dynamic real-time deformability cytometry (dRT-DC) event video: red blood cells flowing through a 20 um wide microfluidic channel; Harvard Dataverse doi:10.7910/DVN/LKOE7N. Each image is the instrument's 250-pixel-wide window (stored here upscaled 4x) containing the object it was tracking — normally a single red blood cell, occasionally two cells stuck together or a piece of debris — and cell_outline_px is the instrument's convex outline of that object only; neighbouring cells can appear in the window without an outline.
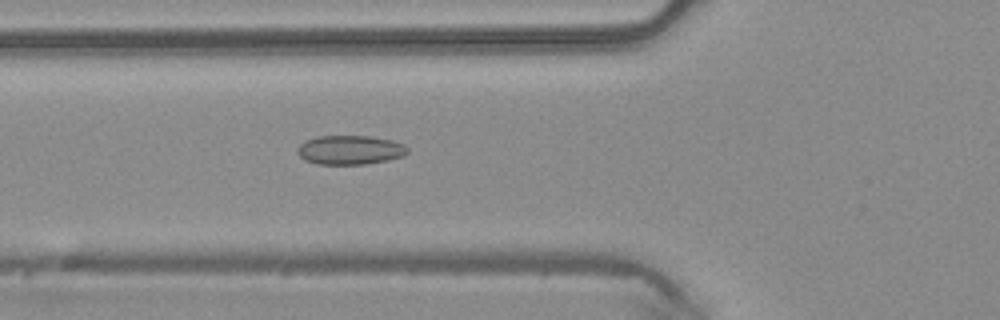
{"species": "common noctule bat (a hibernating species)", "species_latin": "Nyctalus noctula", "temperature_condition": "warm", "stored_images_in_passage": 47, "camera_frame_rate_fps": 3000, "um_per_image_px": 0.085, "animal": {"sex": "male", "body_mass_g": 20.4}, "frame": {"image": 1, "passage_image": 17, "time_ms": 5.333, "image_size_px": [1000, 320], "cell_outline_px": [[408, 152], [404, 156], [388, 160], [364, 164], [316, 164], [304, 160], [296, 152], [296, 148], [304, 140], [320, 136], [368, 136], [392, 140], [404, 144], [408, 148]], "centroid_in_image_um": [29.73, 12.74], "position_along_channel_um": 96.1, "area_um2": 18.84}}
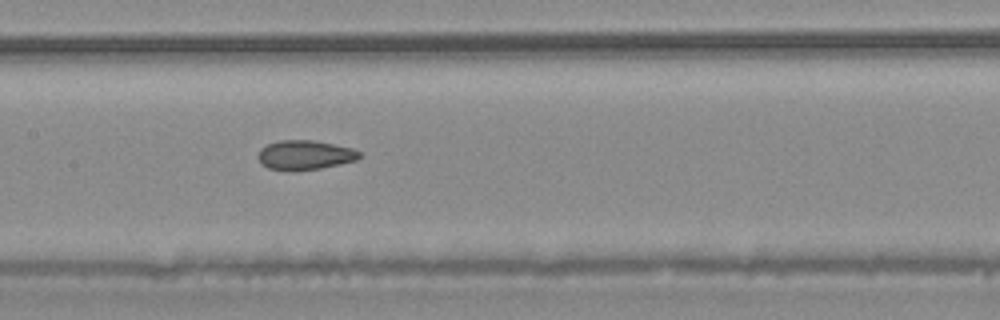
{"frame": {"image": 2, "passage_image": 23, "time_ms": 7.333, "image_size_px": [1000, 320], "cell_outline_px": [[360, 156], [356, 160], [340, 164], [320, 168], [268, 168], [260, 164], [256, 156], [260, 148], [268, 144], [280, 140], [312, 140], [352, 148], [360, 152]], "centroid_in_image_um": [25.89, 13.14], "position_along_channel_um": 181.5, "area_um2": 16.82}}
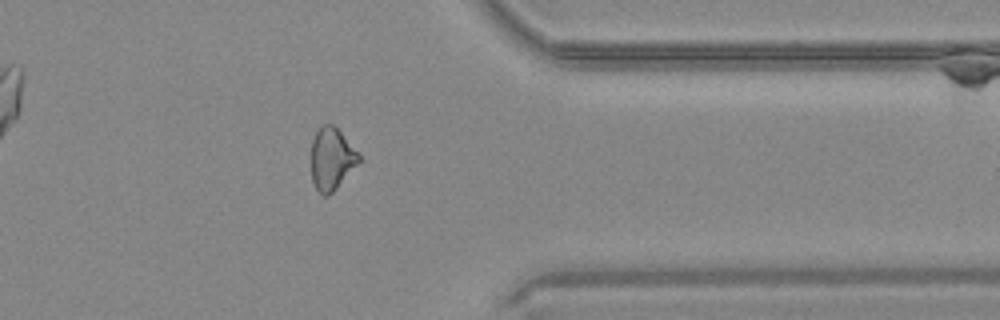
{"frame": {"image": 3, "passage_image": 38, "time_ms": 12.333, "image_size_px": [1000, 320], "cell_outline_px": [[360, 160], [336, 188], [328, 196], [324, 196], [316, 188], [312, 180], [312, 140], [320, 124], [332, 124], [340, 132], [360, 156]], "centroid_in_image_um": [28.16, 13.49], "position_along_channel_um": 383.2, "area_um2": 16.76}, "authors_computed_cell_mechanics": {"area_um2": 18.1492, "velocity_mm_per_s": 4.2405, "shape_relaxation_time_tau1_ms": null, "shape_relaxation_time_tau2_ms": 2.4566, "deformation_change_tau1": null, "deformation_change_tau2": 0.0688}}